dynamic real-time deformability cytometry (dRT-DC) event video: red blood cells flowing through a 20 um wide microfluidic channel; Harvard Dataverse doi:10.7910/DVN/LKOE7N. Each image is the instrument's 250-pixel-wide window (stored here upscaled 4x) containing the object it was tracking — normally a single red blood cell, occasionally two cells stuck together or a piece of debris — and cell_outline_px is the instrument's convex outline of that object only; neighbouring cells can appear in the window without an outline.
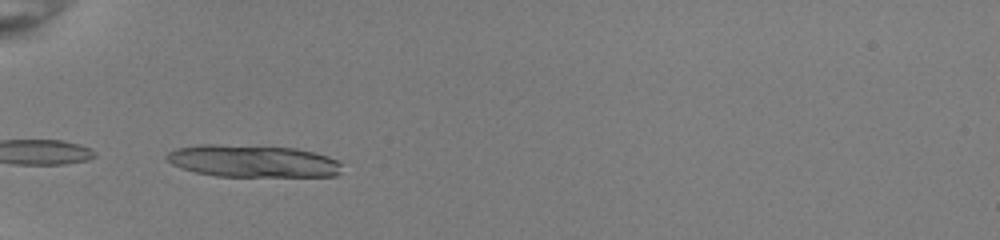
{"species": "common noctule bat (a hibernating species)", "species_latin": "Nyctalus noctula", "temperature_condition": "room temperature", "stored_images_in_passage": 25, "segment_of_instrument_passage": [1, 2], "camera_frame_rate_fps": 3000, "um_per_image_px": 0.085, "animal": {"sex": "female", "body_mass_g": 22.0, "forearm_length_mm": 56.7}, "frame": {"image": 1, "passage_image": 15, "time_ms": 4.667, "image_size_px": [1000, 240], "cell_outline_px": [[340, 172], [336, 176], [216, 176], [196, 172], [180, 168], [172, 164], [164, 156], [168, 152], [176, 148], [200, 144], [216, 144], [296, 148], [328, 156], [336, 160], [340, 164]], "centroid_in_image_um": [21.44, 13.69], "position_along_channel_um": 63.6, "area_um2": 32.83}}